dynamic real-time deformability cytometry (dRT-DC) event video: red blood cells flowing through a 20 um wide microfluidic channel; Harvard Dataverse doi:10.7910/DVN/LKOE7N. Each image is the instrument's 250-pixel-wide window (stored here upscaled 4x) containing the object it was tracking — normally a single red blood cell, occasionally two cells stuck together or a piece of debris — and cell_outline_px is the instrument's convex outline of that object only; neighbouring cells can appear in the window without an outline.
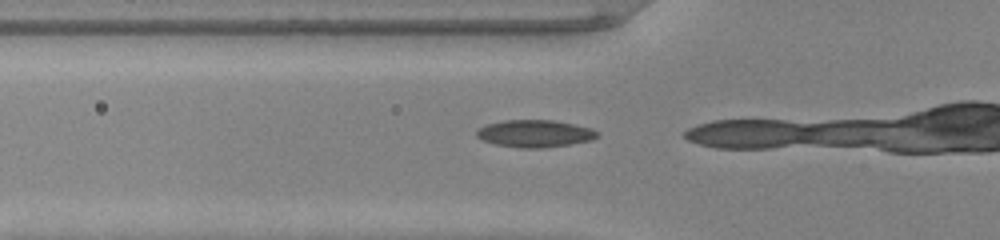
{"species": "common noctule bat (a hibernating species)", "species_latin": "Nyctalus noctula", "temperature_condition": "warm", "stored_images_in_passage": 8, "camera_frame_rate_fps": 3000, "um_per_image_px": 0.085, "animal": {"sex": "male", "body_mass_g": 20.0, "forearm_length_mm": 53.3}, "frame": {"image": 1, "passage_image": 6, "time_ms": 1.667, "image_size_px": [1000, 240], "cell_outline_px": [[600, 136], [592, 140], [544, 148], [520, 148], [496, 144], [484, 140], [476, 136], [476, 132], [484, 124], [504, 120], [552, 120], [592, 128], [600, 132]], "centroid_in_image_um": [45.48, 11.35], "position_along_channel_um": 80.3, "area_um2": 19.19}}